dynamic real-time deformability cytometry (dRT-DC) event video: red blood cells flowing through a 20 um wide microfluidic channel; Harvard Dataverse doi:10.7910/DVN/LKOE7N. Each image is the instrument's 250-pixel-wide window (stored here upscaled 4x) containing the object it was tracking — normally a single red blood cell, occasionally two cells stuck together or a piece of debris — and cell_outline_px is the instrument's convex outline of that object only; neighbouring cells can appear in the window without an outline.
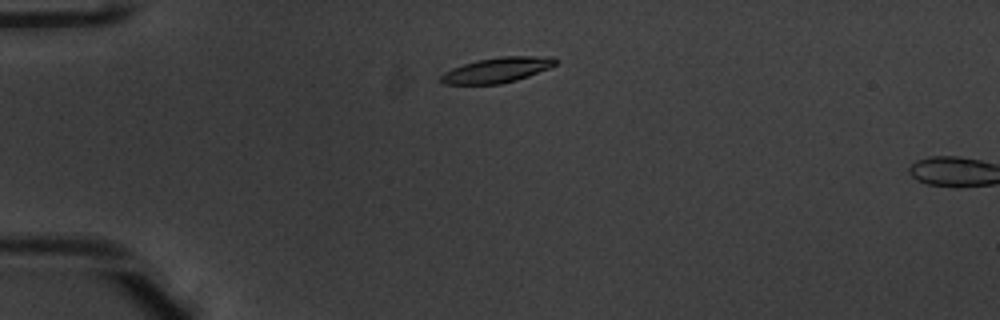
{"species": "common noctule bat (a hibernating species)", "species_latin": "Nyctalus noctula", "temperature_condition": "warm", "stored_images_in_passage": 9, "camera_frame_rate_fps": 3000, "um_per_image_px": 0.085, "animal": {"sex": "male", "body_mass_g": 20.1, "forearm_length_mm": 53.5}, "frame": {"image": 1, "passage_image": 7, "time_ms": 2.0, "image_size_px": [1000, 320], "cell_outline_px": [[560, 60], [556, 64], [548, 68], [528, 76], [516, 80], [500, 84], [444, 84], [440, 80], [440, 76], [444, 72], [452, 68], [476, 60], [500, 56], [552, 56]], "centroid_in_image_um": [42.27, 5.94], "position_along_channel_um": 42.7, "area_um2": 16.88}}